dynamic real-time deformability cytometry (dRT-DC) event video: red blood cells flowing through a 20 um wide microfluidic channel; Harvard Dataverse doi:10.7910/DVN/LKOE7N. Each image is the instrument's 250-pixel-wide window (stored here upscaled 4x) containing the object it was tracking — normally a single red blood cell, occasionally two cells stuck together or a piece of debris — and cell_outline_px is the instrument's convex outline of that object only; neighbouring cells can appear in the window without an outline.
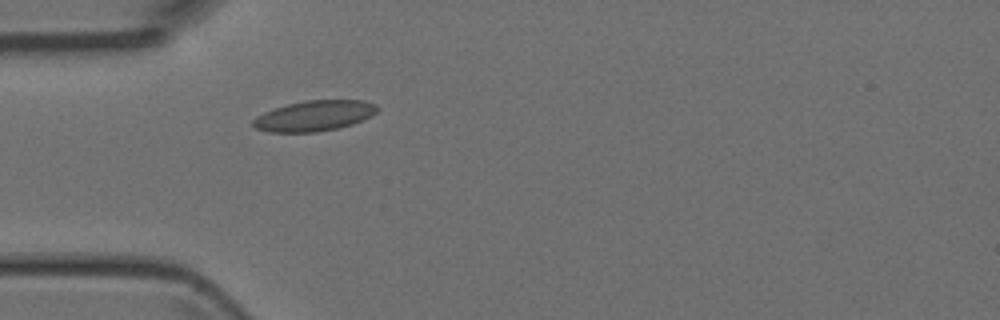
{"species": "Egyptian fruit bat (a non-hibernating species)", "species_latin": "Rousettus aegyptiacus", "temperature_condition": "room temperature", "stored_images_in_passage": 4, "camera_frame_rate_fps": 3000, "um_per_image_px": 0.085, "animal": {"sex": "female"}, "frame": {"image": 1, "passage_image": 4, "time_ms": 3.667, "image_size_px": [1000, 320], "cell_outline_px": [[380, 108], [372, 116], [352, 124], [336, 128], [316, 132], [268, 132], [256, 128], [252, 124], [252, 120], [256, 116], [264, 112], [288, 104], [304, 100], [364, 100], [376, 104]], "centroid_in_image_um": [26.73, 9.84], "position_along_channel_um": 58.3, "area_um2": 22.08}}